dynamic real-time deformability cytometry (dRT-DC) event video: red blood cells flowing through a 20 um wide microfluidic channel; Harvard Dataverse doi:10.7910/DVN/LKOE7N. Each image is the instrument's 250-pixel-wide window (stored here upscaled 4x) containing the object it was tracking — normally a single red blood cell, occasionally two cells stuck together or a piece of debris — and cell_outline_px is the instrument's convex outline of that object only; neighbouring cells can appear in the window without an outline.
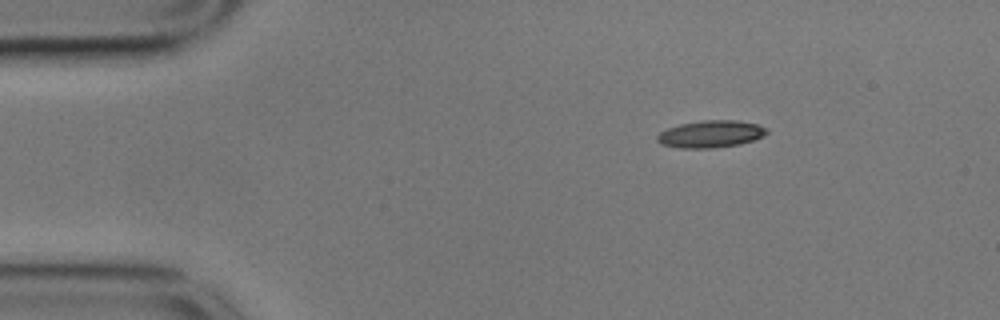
{"species": "common noctule bat (a hibernating species)", "species_latin": "Nyctalus noctula", "temperature_condition": "cold", "stored_images_in_passage": 49, "camera_frame_rate_fps": 3000, "um_per_image_px": 0.085, "animal": {"sex": "male", "body_mass_g": 17.9}, "frame": {"image": 1, "passage_image": 1, "time_ms": 0.0, "image_size_px": [1000, 320], "cell_outline_px": [[768, 132], [764, 136], [740, 144], [716, 148], [680, 148], [660, 144], [656, 140], [656, 136], [660, 132], [668, 128], [680, 124], [704, 120], [736, 120], [756, 124], [768, 128]], "centroid_in_image_um": [60.41, 11.4], "position_along_channel_um": 24.6, "area_um2": 17.4}}
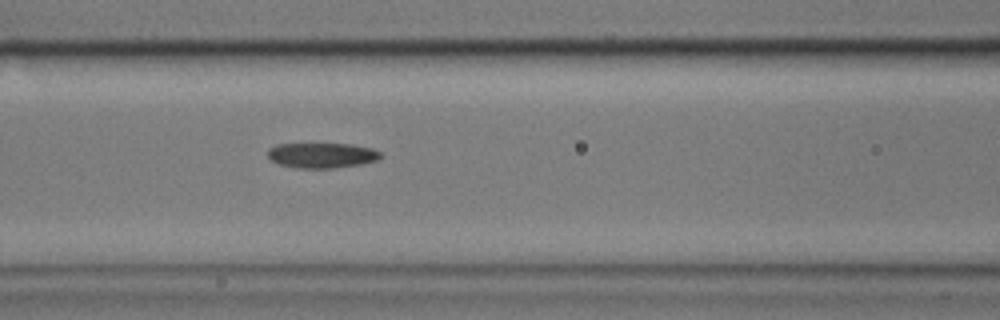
{"frame": {"image": 2, "passage_image": 16, "time_ms": 5.0, "image_size_px": [1000, 320], "cell_outline_px": [[384, 156], [376, 160], [360, 164], [336, 168], [296, 168], [280, 164], [272, 160], [268, 156], [268, 148], [276, 144], [352, 144], [372, 148], [380, 152]], "centroid_in_image_um": [27.37, 13.2], "position_along_channel_um": 139.2, "area_um2": 16.59}}
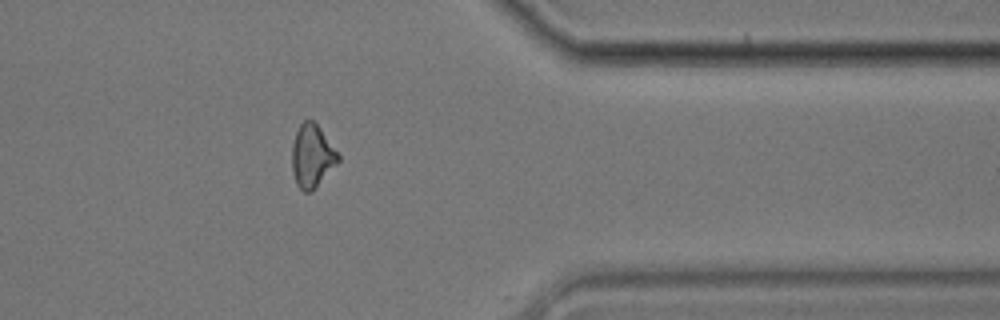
{"frame": {"image": 3, "passage_image": 38, "time_ms": 12.333, "image_size_px": [1000, 320], "cell_outline_px": [[340, 160], [316, 188], [312, 192], [304, 192], [296, 184], [292, 172], [292, 144], [296, 132], [300, 124], [304, 120], [312, 120], [320, 128], [340, 156]], "centroid_in_image_um": [26.51, 13.29], "position_along_channel_um": 384.9, "area_um2": 16.94}}